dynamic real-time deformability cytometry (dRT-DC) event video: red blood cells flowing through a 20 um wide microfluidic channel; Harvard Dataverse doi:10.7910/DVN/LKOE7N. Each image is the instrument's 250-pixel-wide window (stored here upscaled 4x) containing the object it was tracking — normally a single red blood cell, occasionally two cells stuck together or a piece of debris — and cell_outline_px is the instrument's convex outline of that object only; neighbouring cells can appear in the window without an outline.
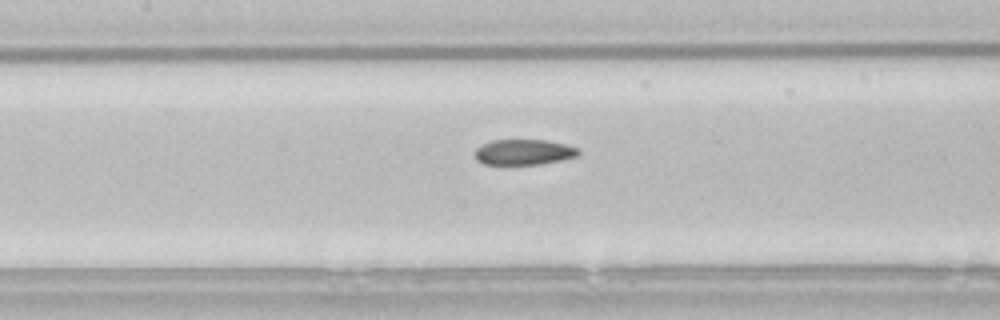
{"species": "common noctule bat (a hibernating species)", "species_latin": "Nyctalus noctula", "temperature_condition": "room temperature", "stored_images_in_passage": 32, "camera_frame_rate_fps": 3000, "um_per_image_px": 0.085, "animal": {"sex": "male", "body_mass_g": 21.5, "forearm_length_mm": 52.0}, "frame": {"image": 1, "passage_image": 14, "time_ms": 4.333, "image_size_px": [1000, 320], "cell_outline_px": [[580, 156], [540, 164], [484, 164], [476, 160], [476, 148], [480, 144], [492, 140], [548, 140], [580, 148]], "centroid_in_image_um": [44.55, 12.92], "position_along_channel_um": 162.9, "area_um2": 15.49}}